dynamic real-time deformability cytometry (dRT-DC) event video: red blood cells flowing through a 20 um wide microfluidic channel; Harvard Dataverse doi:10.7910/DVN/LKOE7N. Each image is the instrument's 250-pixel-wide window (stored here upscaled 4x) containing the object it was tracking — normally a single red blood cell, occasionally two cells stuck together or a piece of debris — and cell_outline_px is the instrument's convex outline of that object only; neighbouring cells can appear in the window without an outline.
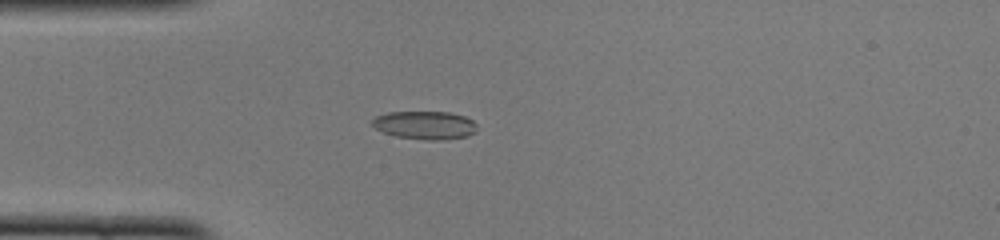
{"species": "common noctule bat (a hibernating species)", "species_latin": "Nyctalus noctula", "temperature_condition": "cold", "stored_images_in_passage": 46, "camera_frame_rate_fps": 3000, "um_per_image_px": 0.085, "animal": {"sex": "female", "body_mass_g": 22.0, "forearm_length_mm": 56.7}, "frame": {"image": 1, "passage_image": 10, "time_ms": 3.0, "image_size_px": [1000, 240], "cell_outline_px": [[476, 132], [468, 136], [444, 140], [428, 140], [396, 136], [384, 132], [376, 128], [372, 124], [372, 120], [376, 116], [388, 112], [448, 112], [464, 116], [472, 120], [476, 124]], "centroid_in_image_um": [36.14, 10.64], "position_along_channel_um": 48.9, "area_um2": 17.17}}
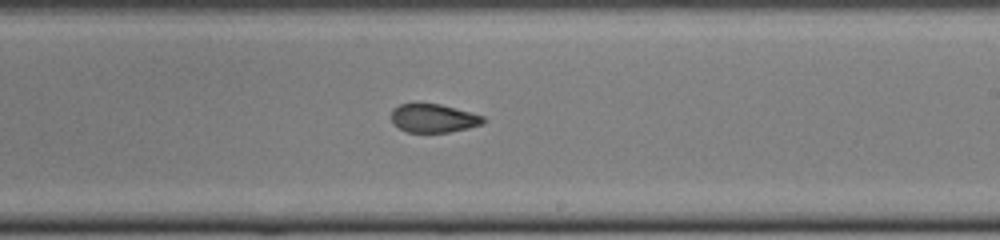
{"frame": {"image": 2, "passage_image": 26, "time_ms": 8.333, "image_size_px": [1000, 240], "cell_outline_px": [[484, 124], [468, 128], [448, 132], [408, 132], [400, 128], [392, 120], [392, 108], [400, 104], [440, 104], [484, 116]], "centroid_in_image_um": [36.86, 10.05], "position_along_channel_um": 252.1, "area_um2": 15.03}}
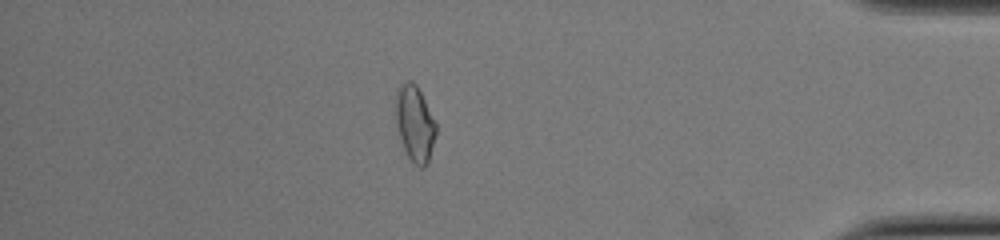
{"frame": {"image": 3, "passage_image": 40, "time_ms": 13.0, "image_size_px": [1000, 240], "cell_outline_px": [[436, 132], [428, 160], [424, 168], [420, 168], [408, 156], [404, 148], [396, 128], [396, 100], [400, 88], [408, 80], [412, 80], [416, 84], [436, 124]], "centroid_in_image_um": [35.26, 10.52], "position_along_channel_um": 399.9, "area_um2": 17.17}, "authors_computed_cell_mechanics": {"area_um2": 16.6753, "velocity_mm_per_s": 4.0044, "shape_relaxation_time_tau1_ms": null, "shape_relaxation_time_tau2_ms": 1.2318, "deformation_change_tau1": null, "deformation_change_tau2": 0.0684}}